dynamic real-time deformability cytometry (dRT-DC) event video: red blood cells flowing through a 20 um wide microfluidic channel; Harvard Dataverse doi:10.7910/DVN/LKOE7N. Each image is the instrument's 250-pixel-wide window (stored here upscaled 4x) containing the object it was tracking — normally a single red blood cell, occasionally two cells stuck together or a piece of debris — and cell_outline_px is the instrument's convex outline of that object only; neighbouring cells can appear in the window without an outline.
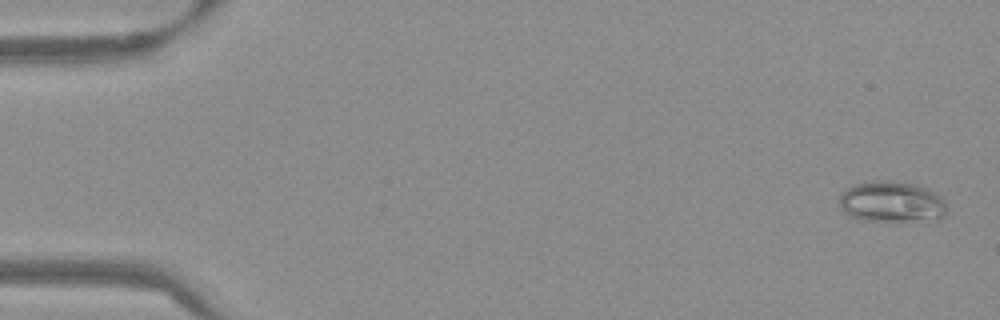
{"species": "Egyptian fruit bat (a non-hibernating species)", "species_latin": "Rousettus aegyptiacus", "temperature_condition": "warm", "stored_images_in_passage": 53, "camera_frame_rate_fps": 3000, "um_per_image_px": 0.085, "frame": {"image": 1, "passage_image": 2, "time_ms": 0.333, "image_size_px": [1000, 320], "cell_outline_px": [[948, 212], [944, 216], [908, 220], [860, 220], [844, 212], [840, 208], [840, 192], [856, 184], [876, 180], [888, 180], [912, 184], [928, 188], [940, 196], [944, 200], [948, 208]], "centroid_in_image_um": [75.77, 17.13], "position_along_channel_um": 9.2, "area_um2": 25.26}}
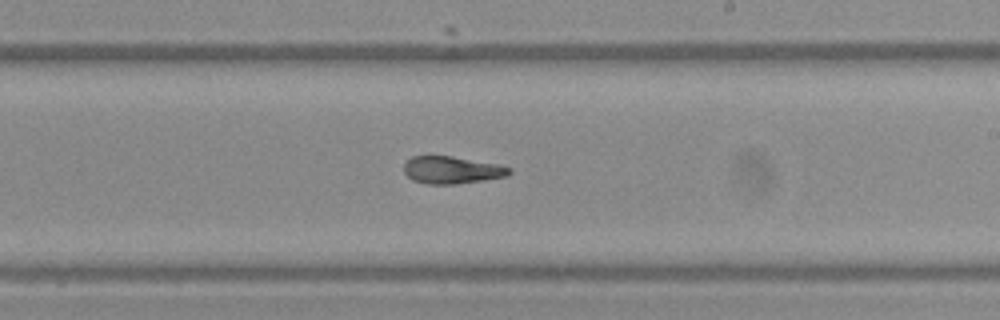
{"frame": {"image": 2, "passage_image": 32, "time_ms": 10.333, "image_size_px": [1000, 320], "cell_outline_px": [[512, 172], [508, 176], [456, 184], [428, 184], [412, 180], [404, 172], [404, 164], [412, 156], [452, 156], [500, 164], [512, 168]], "centroid_in_image_um": [38.44, 14.45], "position_along_channel_um": 250.6, "area_um2": 16.88}}
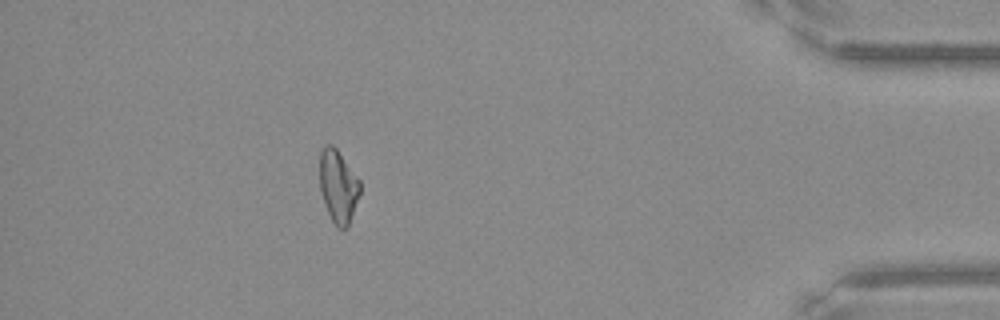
{"frame": {"image": 3, "passage_image": 48, "time_ms": 15.667, "image_size_px": [1000, 320], "cell_outline_px": [[360, 192], [348, 228], [336, 228], [328, 212], [320, 188], [320, 152], [328, 144], [332, 144], [336, 148], [360, 180]], "centroid_in_image_um": [28.76, 15.85], "position_along_channel_um": 406.4, "area_um2": 16.88}, "authors_computed_cell_mechanics": {"area_um2": 17.918, "velocity_mm_per_s": 3.8395, "shape_relaxation_time_tau1_ms": null, "shape_relaxation_time_tau2_ms": 8.0159, "deformation_change_tau1": null, "deformation_change_tau2": 0.1438}}